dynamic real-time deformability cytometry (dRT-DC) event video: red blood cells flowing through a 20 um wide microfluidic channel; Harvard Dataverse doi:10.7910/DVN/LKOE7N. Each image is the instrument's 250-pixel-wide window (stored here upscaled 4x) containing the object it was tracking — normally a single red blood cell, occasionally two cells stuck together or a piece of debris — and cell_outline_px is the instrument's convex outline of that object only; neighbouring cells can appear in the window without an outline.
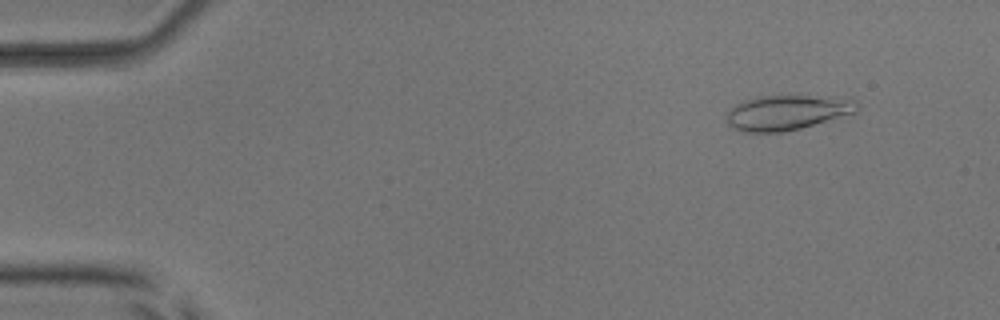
{"species": "common noctule bat (a hibernating species)", "species_latin": "Nyctalus noctula", "temperature_condition": "room temperature", "stored_images_in_passage": 43, "camera_frame_rate_fps": 3000, "um_per_image_px": 0.085, "animal": {"sex": "male", "body_mass_g": 17.9, "forearm_length_mm": 54.2}, "frame": {"image": 1, "passage_image": 5, "time_ms": 1.333, "image_size_px": [1000, 320], "cell_outline_px": [[860, 112], [800, 128], [784, 132], [740, 132], [728, 124], [724, 120], [728, 112], [736, 104], [744, 100], [756, 96], [788, 92], [852, 96], [856, 100]], "centroid_in_image_um": [67.02, 9.48], "position_along_channel_um": 18.0, "area_um2": 28.55}}
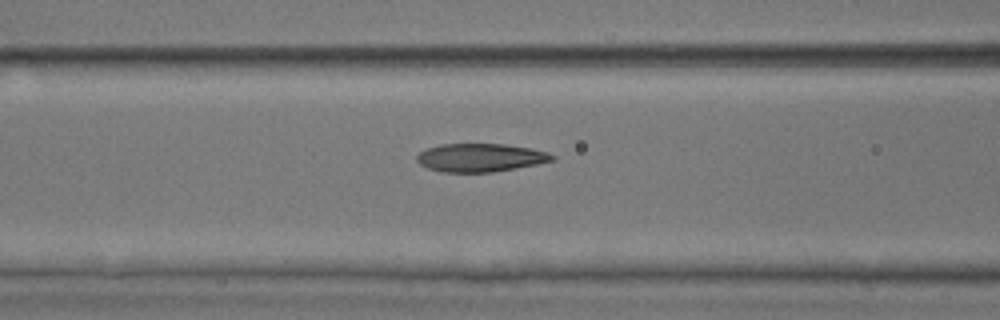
{"frame": {"image": 2, "passage_image": 22, "time_ms": 7.0, "image_size_px": [1000, 320], "cell_outline_px": [[556, 160], [536, 164], [492, 172], [440, 172], [428, 168], [420, 164], [416, 160], [416, 156], [420, 152], [428, 148], [440, 144], [504, 144], [532, 148], [548, 152], [556, 156]], "centroid_in_image_um": [40.84, 13.39], "position_along_channel_um": 125.8, "area_um2": 22.31}}
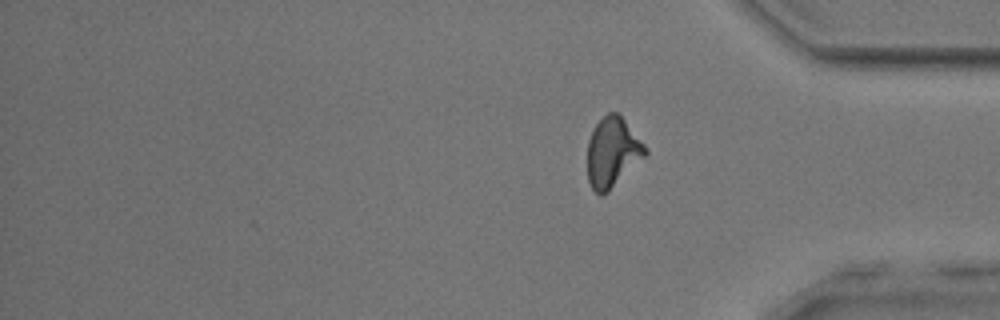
{"frame": {"image": 3, "passage_image": 43, "time_ms": 14.0, "image_size_px": [1000, 320], "cell_outline_px": [[648, 152], [608, 192], [600, 196], [592, 188], [588, 180], [588, 140], [596, 124], [608, 112], [616, 112], [624, 120], [648, 148]], "centroid_in_image_um": [52.05, 12.95], "position_along_channel_um": 383.2, "area_um2": 23.06}, "authors_computed_cell_mechanics": {"area_um2": 23.1778, "velocity_mm_per_s": 3.8148, "shape_relaxation_time_tau1_ms": 5.2967, "shape_relaxation_time_tau2_ms": 1.964, "deformation_change_tau1": 0.1876, "deformation_change_tau2": 0.1089}}